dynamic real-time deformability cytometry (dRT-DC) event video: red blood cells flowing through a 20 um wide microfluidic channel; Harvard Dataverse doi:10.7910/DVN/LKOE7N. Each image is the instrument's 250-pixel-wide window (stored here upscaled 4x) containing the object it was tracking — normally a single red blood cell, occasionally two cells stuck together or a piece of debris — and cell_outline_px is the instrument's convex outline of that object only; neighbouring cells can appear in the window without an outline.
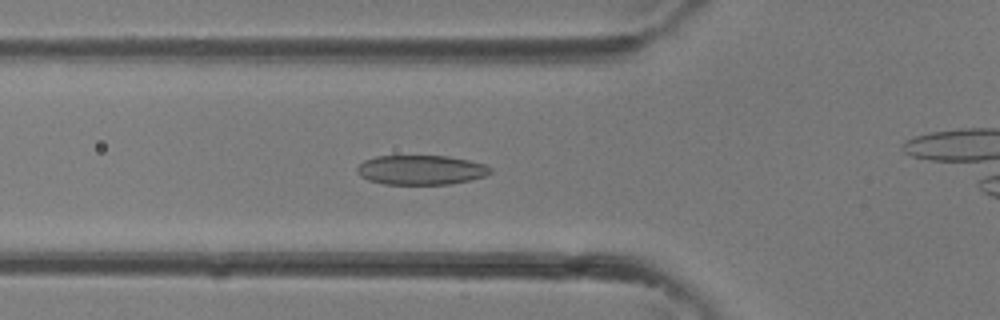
{"species": "common noctule bat (a hibernating species)", "species_latin": "Nyctalus noctula", "temperature_condition": "room temperature", "stored_images_in_passage": 37, "camera_frame_rate_fps": 3000, "um_per_image_px": 0.085, "animal": {"sex": "female"}, "frame": {"image": 1, "passage_image": 12, "time_ms": 3.667, "image_size_px": [1000, 320], "cell_outline_px": [[492, 172], [484, 176], [468, 180], [448, 184], [384, 184], [368, 180], [360, 176], [356, 172], [356, 168], [364, 160], [376, 156], [448, 156], [468, 160], [484, 164], [492, 168]], "centroid_in_image_um": [35.75, 14.44], "position_along_channel_um": 90.0, "area_um2": 22.89}}
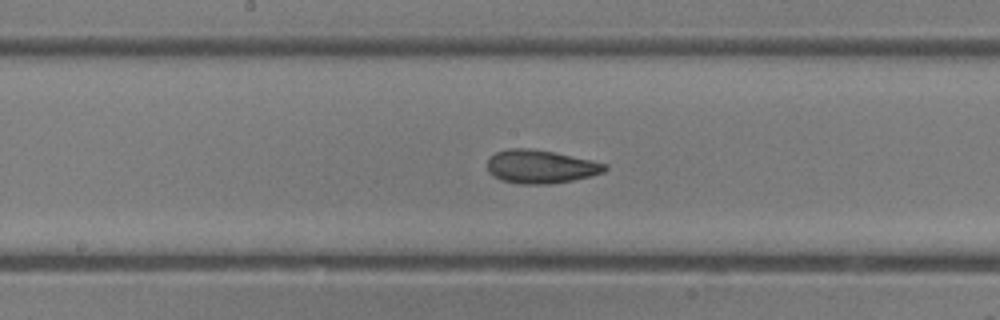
{"frame": {"image": 2, "passage_image": 18, "time_ms": 5.667, "image_size_px": [1000, 320], "cell_outline_px": [[608, 168], [604, 172], [592, 176], [572, 180], [548, 184], [520, 184], [500, 180], [488, 172], [488, 160], [496, 152], [508, 148], [532, 148], [592, 160], [608, 164]], "centroid_in_image_um": [45.96, 14.16], "position_along_channel_um": 202.2, "area_um2": 22.89}}
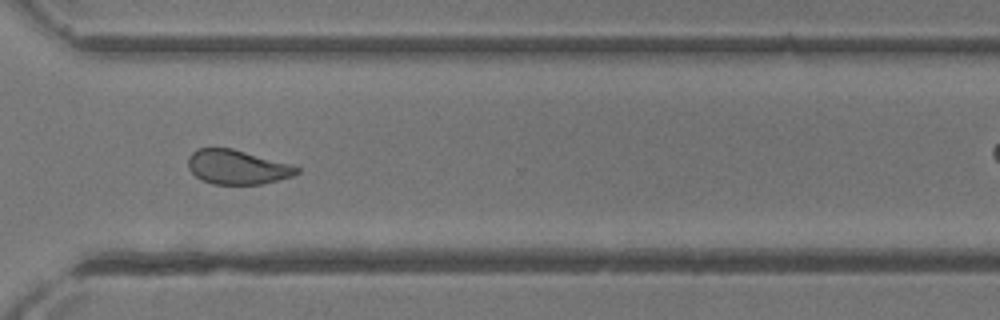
{"frame": {"image": 3, "passage_image": 26, "time_ms": 8.333, "image_size_px": [1000, 320], "cell_outline_px": [[300, 172], [292, 176], [260, 184], [212, 184], [196, 176], [188, 168], [188, 156], [196, 148], [232, 148], [296, 164], [300, 168]], "centroid_in_image_um": [20.21, 14.18], "position_along_channel_um": 350.4, "area_um2": 22.02}}